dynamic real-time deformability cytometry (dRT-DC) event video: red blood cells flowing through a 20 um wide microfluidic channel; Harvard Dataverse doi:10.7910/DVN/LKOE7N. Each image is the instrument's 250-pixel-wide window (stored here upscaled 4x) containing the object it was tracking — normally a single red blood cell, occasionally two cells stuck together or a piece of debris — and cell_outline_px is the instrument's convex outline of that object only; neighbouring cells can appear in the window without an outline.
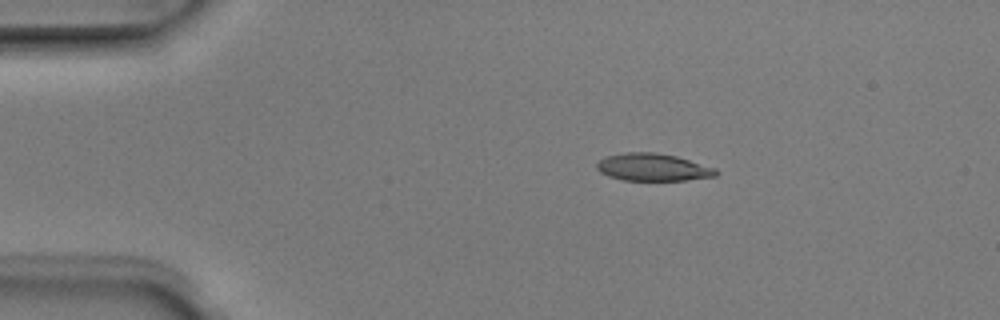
{"species": "Egyptian fruit bat (a non-hibernating species)", "species_latin": "Rousettus aegyptiacus", "temperature_condition": "room temperature", "stored_images_in_passage": 2, "camera_frame_rate_fps": 3000, "um_per_image_px": 0.085, "animal": {"sex": "male"}, "frame": {"image": 1, "passage_image": 1, "time_ms": 0.0, "image_size_px": [1000, 320], "cell_outline_px": [[720, 172], [716, 176], [684, 180], [624, 180], [608, 176], [600, 172], [596, 168], [596, 164], [600, 160], [608, 156], [624, 152], [656, 152], [676, 156], [716, 168]], "centroid_in_image_um": [55.51, 14.21], "position_along_channel_um": 29.5, "area_um2": 19.02}}